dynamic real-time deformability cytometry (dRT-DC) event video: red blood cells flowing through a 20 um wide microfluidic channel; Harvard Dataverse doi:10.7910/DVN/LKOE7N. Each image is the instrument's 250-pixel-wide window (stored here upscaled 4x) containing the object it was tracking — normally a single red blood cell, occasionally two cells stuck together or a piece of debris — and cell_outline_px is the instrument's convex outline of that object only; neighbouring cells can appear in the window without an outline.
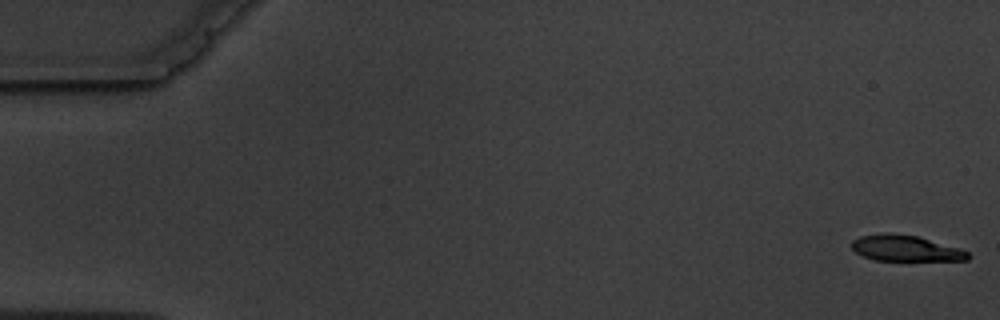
{"species": "common noctule bat (a hibernating species)", "species_latin": "Nyctalus noctula", "temperature_condition": "warm", "stored_images_in_passage": 8, "camera_frame_rate_fps": 3000, "um_per_image_px": 0.085, "animal": {"sex": "male", "body_mass_g": 19.5, "forearm_length_mm": 54.6}, "frame": {"image": 1, "passage_image": 1, "time_ms": 0.0, "image_size_px": [1000, 320], "cell_outline_px": [[972, 256], [968, 260], [872, 260], [856, 252], [852, 248], [852, 240], [860, 236], [884, 232], [888, 232], [916, 236], [960, 248], [968, 252]], "centroid_in_image_um": [76.97, 21.1], "position_along_channel_um": 8.0, "area_um2": 17.51}}
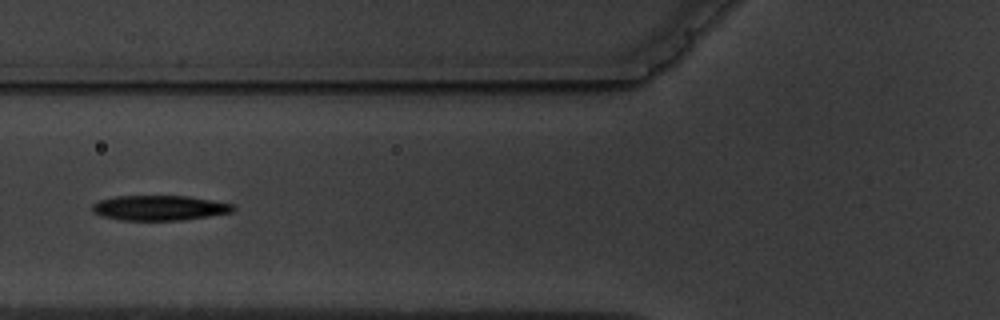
{"frame": {"image": 2, "passage_image": 7, "time_ms": 7.0, "image_size_px": [1000, 320], "cell_outline_px": [[236, 208], [232, 212], [184, 220], [120, 220], [100, 216], [92, 212], [92, 204], [100, 200], [116, 196], [188, 196], [236, 204]], "centroid_in_image_um": [13.56, 17.67], "position_along_channel_um": 112.2, "area_um2": 20.69}}
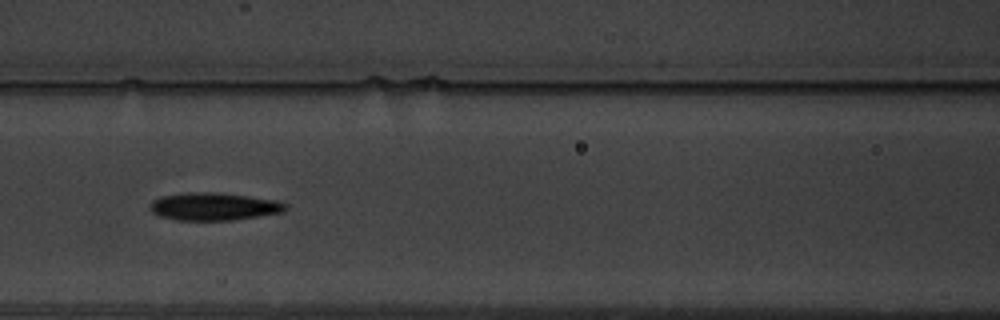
{"frame": {"image": 3, "passage_image": 8, "time_ms": 8.0, "image_size_px": [1000, 320], "cell_outline_px": [[288, 208], [284, 212], [228, 220], [176, 220], [160, 216], [152, 212], [148, 204], [152, 200], [160, 196], [184, 192], [216, 192], [248, 196], [276, 200], [288, 204]], "centroid_in_image_um": [18.14, 17.54], "position_along_channel_um": 148.5, "area_um2": 21.96}}